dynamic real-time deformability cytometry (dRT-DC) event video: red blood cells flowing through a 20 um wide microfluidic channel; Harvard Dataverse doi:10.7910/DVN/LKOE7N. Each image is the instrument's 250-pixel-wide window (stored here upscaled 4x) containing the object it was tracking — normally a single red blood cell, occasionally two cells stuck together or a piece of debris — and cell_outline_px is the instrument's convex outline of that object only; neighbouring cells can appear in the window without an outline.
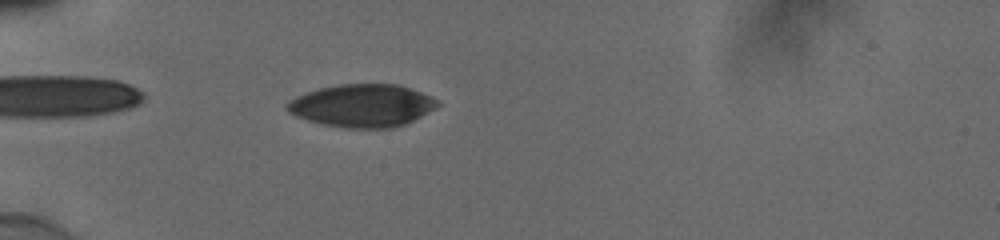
{"species": "human", "species_latin": "Homo sapiens", "temperature_condition": "cold", "stored_images_in_passage": 48, "camera_frame_rate_fps": 3000, "um_per_image_px": 0.085, "donor": {"sex": "male"}, "frame": {"image": 1, "passage_image": 11, "time_ms": 3.333, "image_size_px": [1000, 240], "cell_outline_px": [[440, 104], [436, 108], [404, 124], [392, 128], [344, 128], [320, 124], [296, 116], [288, 112], [284, 108], [284, 104], [288, 100], [296, 96], [320, 88], [340, 84], [396, 84], [432, 96]], "centroid_in_image_um": [30.74, 8.98], "position_along_channel_um": 54.3, "area_um2": 37.45}}
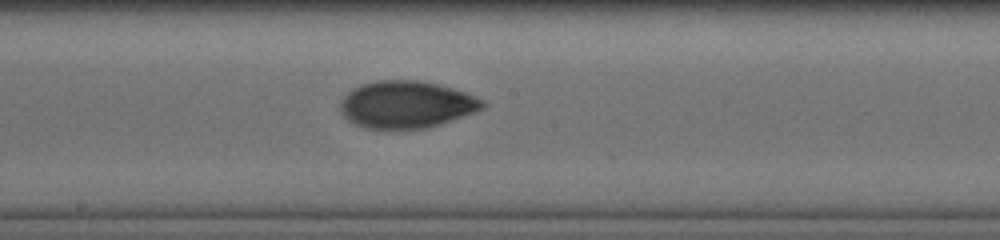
{"frame": {"image": 2, "passage_image": 25, "time_ms": 8.0, "image_size_px": [1000, 240], "cell_outline_px": [[488, 104], [484, 108], [452, 120], [428, 128], [364, 128], [348, 120], [340, 112], [340, 100], [352, 88], [360, 84], [376, 80], [420, 80], [452, 88], [464, 92], [484, 100]], "centroid_in_image_um": [34.52, 8.87], "position_along_channel_um": 213.7, "area_um2": 39.07}}
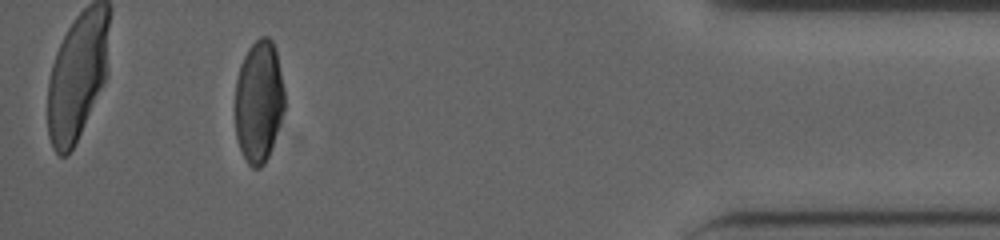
{"frame": {"image": 3, "passage_image": 44, "time_ms": 14.333, "image_size_px": [1000, 240], "cell_outline_px": [[284, 108], [268, 156], [264, 164], [260, 168], [252, 168], [248, 164], [240, 152], [236, 136], [232, 108], [236, 80], [240, 64], [248, 48], [260, 36], [268, 36], [272, 40], [276, 48], [284, 88]], "centroid_in_image_um": [21.94, 8.61], "position_along_channel_um": 413.3, "area_um2": 35.95}, "authors_computed_cell_mechanics": {"area_um2": 37.5411, "velocity_mm_per_s": 3.8656, "shape_relaxation_time_tau1_ms": 5.0367, "shape_relaxation_time_tau2_ms": 3.1242, "deformation_change_tau1": 0.1657, "deformation_change_tau2": 0.0455}}